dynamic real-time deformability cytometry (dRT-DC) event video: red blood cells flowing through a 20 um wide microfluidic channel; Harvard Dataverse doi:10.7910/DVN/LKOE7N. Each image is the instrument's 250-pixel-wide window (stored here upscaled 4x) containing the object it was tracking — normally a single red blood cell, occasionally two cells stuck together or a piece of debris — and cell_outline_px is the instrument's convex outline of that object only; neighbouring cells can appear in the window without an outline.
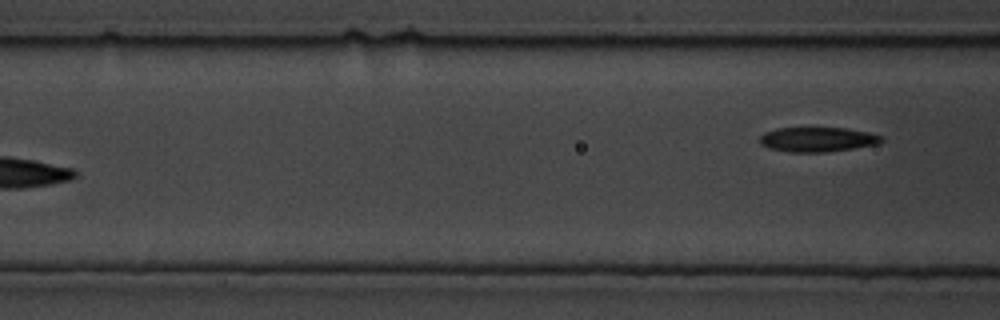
{"species": "common noctule bat (a hibernating species)", "species_latin": "Nyctalus noctula", "temperature_condition": "cold", "stored_images_in_passage": 12, "camera_frame_rate_fps": 3000, "um_per_image_px": 0.085, "animal": {"sex": "male", "body_mass_g": 19.5, "forearm_length_mm": 54.6}, "frame": {"image": 1, "passage_image": 12, "time_ms": 3.667, "image_size_px": [1000, 320], "cell_outline_px": [[884, 140], [880, 144], [824, 152], [788, 152], [768, 148], [760, 144], [760, 136], [764, 132], [776, 128], [848, 128], [868, 132], [884, 136]], "centroid_in_image_um": [69.5, 11.85], "position_along_channel_um": 97.1, "area_um2": 17.63}}